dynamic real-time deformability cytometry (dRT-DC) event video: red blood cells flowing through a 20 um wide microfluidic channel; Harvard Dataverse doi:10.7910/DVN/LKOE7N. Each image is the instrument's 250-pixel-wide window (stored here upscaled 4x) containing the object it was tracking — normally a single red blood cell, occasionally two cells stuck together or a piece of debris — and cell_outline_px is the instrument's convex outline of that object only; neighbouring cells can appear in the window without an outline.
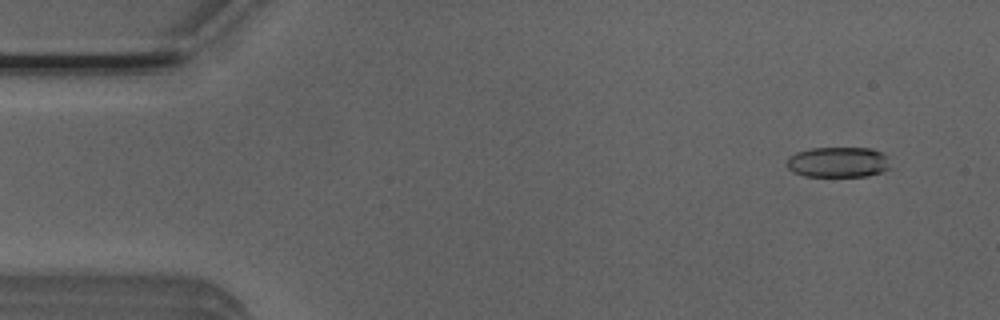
{"species": "Egyptian fruit bat (a non-hibernating species)", "species_latin": "Rousettus aegyptiacus", "temperature_condition": "room temperature", "stored_images_in_passage": 50, "camera_frame_rate_fps": 3000, "um_per_image_px": 0.085, "animal": {"sex": "male"}, "frame": {"image": 1, "passage_image": 2, "time_ms": 0.333, "image_size_px": [1000, 320], "cell_outline_px": [[888, 168], [880, 172], [868, 176], [804, 176], [792, 172], [784, 164], [788, 156], [796, 152], [812, 148], [872, 148], [884, 152], [888, 156]], "centroid_in_image_um": [71.2, 13.77], "position_along_channel_um": 13.8, "area_um2": 18.61}}
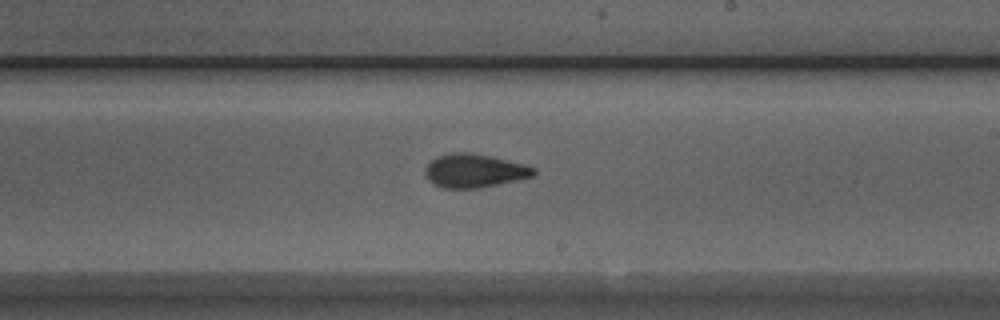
{"frame": {"image": 2, "passage_image": 28, "time_ms": 9.0, "image_size_px": [1000, 320], "cell_outline_px": [[536, 172], [532, 176], [516, 180], [476, 188], [444, 188], [428, 180], [424, 176], [424, 168], [436, 156], [448, 152], [468, 152], [492, 156], [528, 164], [536, 168]], "centroid_in_image_um": [40.31, 14.48], "position_along_channel_um": 248.7, "area_um2": 21.39}}
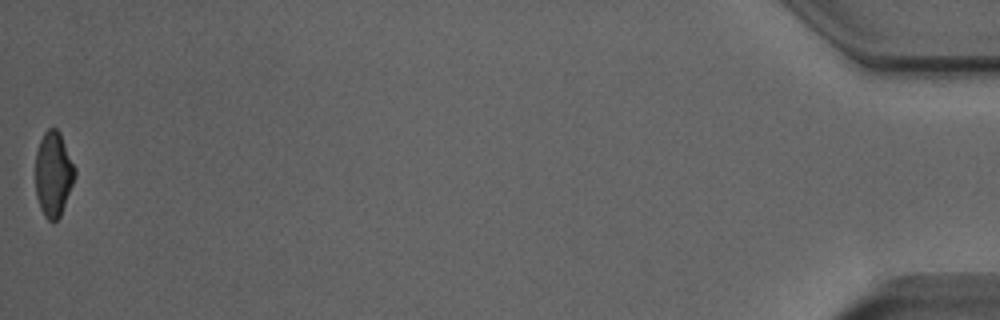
{"frame": {"image": 3, "passage_image": 50, "time_ms": 16.333, "image_size_px": [1000, 320], "cell_outline_px": [[76, 176], [60, 216], [52, 224], [44, 216], [40, 208], [36, 196], [36, 152], [40, 140], [44, 132], [48, 128], [56, 128], [60, 132], [76, 168]], "centroid_in_image_um": [4.55, 14.8], "position_along_channel_um": 430.7, "area_um2": 19.65}, "authors_computed_cell_mechanics": {"area_um2": 20.6635, "velocity_mm_per_s": 3.9299, "shape_relaxation_time_tau1_ms": 4.5415, "shape_relaxation_time_tau2_ms": 2.3395, "deformation_change_tau1": 0.1496, "deformation_change_tau2": 0.0886}}